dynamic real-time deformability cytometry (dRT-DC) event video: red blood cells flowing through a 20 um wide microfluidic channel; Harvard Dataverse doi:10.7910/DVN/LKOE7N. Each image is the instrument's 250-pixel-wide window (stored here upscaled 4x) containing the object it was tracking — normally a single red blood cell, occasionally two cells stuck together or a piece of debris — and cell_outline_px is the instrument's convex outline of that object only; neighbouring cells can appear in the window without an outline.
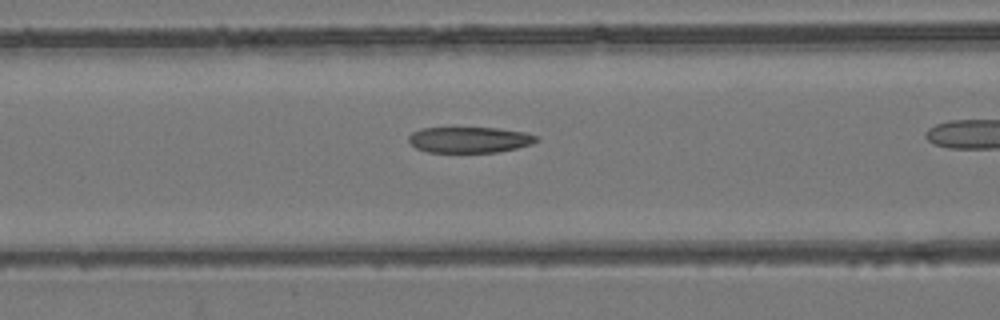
{"species": "common noctule bat (a hibernating species)", "species_latin": "Nyctalus noctula", "temperature_condition": "room temperature", "stored_images_in_passage": 41, "camera_frame_rate_fps": 3000, "um_per_image_px": 0.085, "animal": {"sex": "female", "body_mass_g": 24.6, "forearm_length_mm": 56.2}, "frame": {"image": 1, "passage_image": 19, "time_ms": 6.0, "image_size_px": [1000, 320], "cell_outline_px": [[540, 140], [532, 144], [516, 148], [496, 152], [428, 152], [416, 148], [408, 140], [408, 136], [412, 132], [420, 128], [496, 128], [528, 132], [536, 136]], "centroid_in_image_um": [39.92, 11.87], "position_along_channel_um": 126.7, "area_um2": 19.31}}